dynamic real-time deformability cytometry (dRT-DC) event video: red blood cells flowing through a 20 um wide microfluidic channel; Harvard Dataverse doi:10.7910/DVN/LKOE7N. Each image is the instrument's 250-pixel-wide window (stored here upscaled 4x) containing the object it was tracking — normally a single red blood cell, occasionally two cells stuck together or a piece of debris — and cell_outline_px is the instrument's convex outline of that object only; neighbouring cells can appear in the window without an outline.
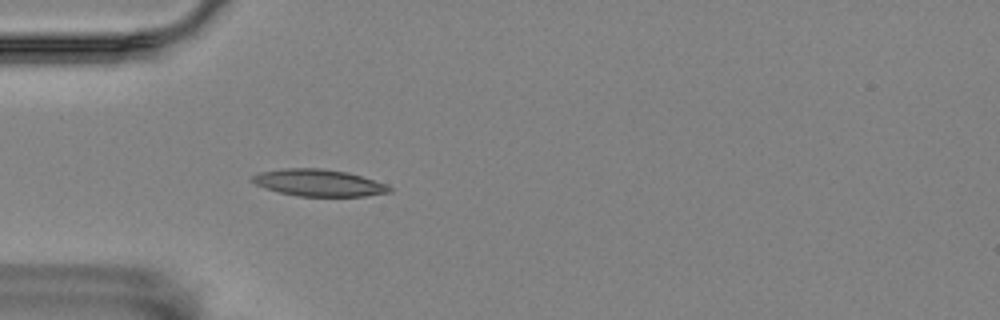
{"species": "Egyptian fruit bat (a non-hibernating species)", "species_latin": "Rousettus aegyptiacus", "temperature_condition": "room temperature", "stored_images_in_passage": 5, "camera_frame_rate_fps": 3000, "um_per_image_px": 0.085, "animal": {"sex": "female"}, "frame": {"image": 1, "passage_image": 5, "time_ms": 1.333, "image_size_px": [1000, 320], "cell_outline_px": [[392, 192], [364, 196], [300, 196], [280, 192], [264, 188], [248, 180], [252, 176], [260, 172], [284, 168], [320, 168], [348, 172], [388, 184], [392, 188]], "centroid_in_image_um": [27.1, 15.53], "position_along_channel_um": 57.9, "area_um2": 21.56}}